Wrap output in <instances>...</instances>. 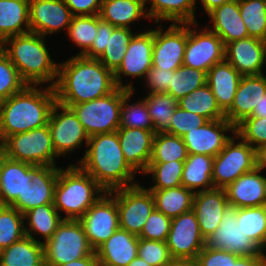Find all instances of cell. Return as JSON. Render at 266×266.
<instances>
[{
	"label": "cell",
	"mask_w": 266,
	"mask_h": 266,
	"mask_svg": "<svg viewBox=\"0 0 266 266\" xmlns=\"http://www.w3.org/2000/svg\"><path fill=\"white\" fill-rule=\"evenodd\" d=\"M187 43V23H172L164 32L154 29L152 67L175 71L183 65Z\"/></svg>",
	"instance_id": "obj_16"
},
{
	"label": "cell",
	"mask_w": 266,
	"mask_h": 266,
	"mask_svg": "<svg viewBox=\"0 0 266 266\" xmlns=\"http://www.w3.org/2000/svg\"><path fill=\"white\" fill-rule=\"evenodd\" d=\"M235 138L247 142L256 151L266 145V117L249 116L235 126Z\"/></svg>",
	"instance_id": "obj_48"
},
{
	"label": "cell",
	"mask_w": 266,
	"mask_h": 266,
	"mask_svg": "<svg viewBox=\"0 0 266 266\" xmlns=\"http://www.w3.org/2000/svg\"><path fill=\"white\" fill-rule=\"evenodd\" d=\"M144 101L156 133L165 132L170 127L178 101L168 93L148 94Z\"/></svg>",
	"instance_id": "obj_41"
},
{
	"label": "cell",
	"mask_w": 266,
	"mask_h": 266,
	"mask_svg": "<svg viewBox=\"0 0 266 266\" xmlns=\"http://www.w3.org/2000/svg\"><path fill=\"white\" fill-rule=\"evenodd\" d=\"M264 62H266V46H265V56H264Z\"/></svg>",
	"instance_id": "obj_64"
},
{
	"label": "cell",
	"mask_w": 266,
	"mask_h": 266,
	"mask_svg": "<svg viewBox=\"0 0 266 266\" xmlns=\"http://www.w3.org/2000/svg\"><path fill=\"white\" fill-rule=\"evenodd\" d=\"M72 13L63 0H29V26L32 33L46 37L67 28Z\"/></svg>",
	"instance_id": "obj_19"
},
{
	"label": "cell",
	"mask_w": 266,
	"mask_h": 266,
	"mask_svg": "<svg viewBox=\"0 0 266 266\" xmlns=\"http://www.w3.org/2000/svg\"><path fill=\"white\" fill-rule=\"evenodd\" d=\"M58 64L54 90L57 102L63 106L92 101L117 88L114 73L98 59L75 55Z\"/></svg>",
	"instance_id": "obj_1"
},
{
	"label": "cell",
	"mask_w": 266,
	"mask_h": 266,
	"mask_svg": "<svg viewBox=\"0 0 266 266\" xmlns=\"http://www.w3.org/2000/svg\"><path fill=\"white\" fill-rule=\"evenodd\" d=\"M121 149L128 165L144 173L149 165L155 133L139 128L119 127L117 130Z\"/></svg>",
	"instance_id": "obj_26"
},
{
	"label": "cell",
	"mask_w": 266,
	"mask_h": 266,
	"mask_svg": "<svg viewBox=\"0 0 266 266\" xmlns=\"http://www.w3.org/2000/svg\"><path fill=\"white\" fill-rule=\"evenodd\" d=\"M0 266H45L43 243L24 236L0 250Z\"/></svg>",
	"instance_id": "obj_31"
},
{
	"label": "cell",
	"mask_w": 266,
	"mask_h": 266,
	"mask_svg": "<svg viewBox=\"0 0 266 266\" xmlns=\"http://www.w3.org/2000/svg\"><path fill=\"white\" fill-rule=\"evenodd\" d=\"M29 32V0H0V44L9 37Z\"/></svg>",
	"instance_id": "obj_30"
},
{
	"label": "cell",
	"mask_w": 266,
	"mask_h": 266,
	"mask_svg": "<svg viewBox=\"0 0 266 266\" xmlns=\"http://www.w3.org/2000/svg\"><path fill=\"white\" fill-rule=\"evenodd\" d=\"M127 266H151V265L148 264L145 260H143L139 256H137Z\"/></svg>",
	"instance_id": "obj_63"
},
{
	"label": "cell",
	"mask_w": 266,
	"mask_h": 266,
	"mask_svg": "<svg viewBox=\"0 0 266 266\" xmlns=\"http://www.w3.org/2000/svg\"><path fill=\"white\" fill-rule=\"evenodd\" d=\"M118 209L120 228L136 236L155 209L153 194L140 184L113 190Z\"/></svg>",
	"instance_id": "obj_10"
},
{
	"label": "cell",
	"mask_w": 266,
	"mask_h": 266,
	"mask_svg": "<svg viewBox=\"0 0 266 266\" xmlns=\"http://www.w3.org/2000/svg\"><path fill=\"white\" fill-rule=\"evenodd\" d=\"M133 36L130 28L114 27L112 32H108L106 49L98 60L114 73L121 65Z\"/></svg>",
	"instance_id": "obj_40"
},
{
	"label": "cell",
	"mask_w": 266,
	"mask_h": 266,
	"mask_svg": "<svg viewBox=\"0 0 266 266\" xmlns=\"http://www.w3.org/2000/svg\"><path fill=\"white\" fill-rule=\"evenodd\" d=\"M197 23H187V43L183 65L208 70L215 64L225 60V45L223 40L214 32L205 28L200 33L191 28Z\"/></svg>",
	"instance_id": "obj_13"
},
{
	"label": "cell",
	"mask_w": 266,
	"mask_h": 266,
	"mask_svg": "<svg viewBox=\"0 0 266 266\" xmlns=\"http://www.w3.org/2000/svg\"><path fill=\"white\" fill-rule=\"evenodd\" d=\"M0 152L9 159L35 166L56 167L55 158L58 157L48 124L8 136L0 144Z\"/></svg>",
	"instance_id": "obj_6"
},
{
	"label": "cell",
	"mask_w": 266,
	"mask_h": 266,
	"mask_svg": "<svg viewBox=\"0 0 266 266\" xmlns=\"http://www.w3.org/2000/svg\"><path fill=\"white\" fill-rule=\"evenodd\" d=\"M138 243V236L117 229L95 250L99 266H127L138 256Z\"/></svg>",
	"instance_id": "obj_27"
},
{
	"label": "cell",
	"mask_w": 266,
	"mask_h": 266,
	"mask_svg": "<svg viewBox=\"0 0 266 266\" xmlns=\"http://www.w3.org/2000/svg\"><path fill=\"white\" fill-rule=\"evenodd\" d=\"M24 223V216L17 209L0 205V250L26 236Z\"/></svg>",
	"instance_id": "obj_44"
},
{
	"label": "cell",
	"mask_w": 266,
	"mask_h": 266,
	"mask_svg": "<svg viewBox=\"0 0 266 266\" xmlns=\"http://www.w3.org/2000/svg\"><path fill=\"white\" fill-rule=\"evenodd\" d=\"M231 0H201L203 7L205 8V12L209 14L215 8L220 7L222 4L227 3Z\"/></svg>",
	"instance_id": "obj_59"
},
{
	"label": "cell",
	"mask_w": 266,
	"mask_h": 266,
	"mask_svg": "<svg viewBox=\"0 0 266 266\" xmlns=\"http://www.w3.org/2000/svg\"><path fill=\"white\" fill-rule=\"evenodd\" d=\"M234 139L232 136L223 150L214 157L212 173L214 188L225 189L239 176L257 167V151L240 138L238 143Z\"/></svg>",
	"instance_id": "obj_9"
},
{
	"label": "cell",
	"mask_w": 266,
	"mask_h": 266,
	"mask_svg": "<svg viewBox=\"0 0 266 266\" xmlns=\"http://www.w3.org/2000/svg\"><path fill=\"white\" fill-rule=\"evenodd\" d=\"M123 104V89L116 88L112 93L71 105L78 120L89 137L97 134L112 133L120 127V109Z\"/></svg>",
	"instance_id": "obj_8"
},
{
	"label": "cell",
	"mask_w": 266,
	"mask_h": 266,
	"mask_svg": "<svg viewBox=\"0 0 266 266\" xmlns=\"http://www.w3.org/2000/svg\"><path fill=\"white\" fill-rule=\"evenodd\" d=\"M207 73L185 65L174 71L167 93L177 101L206 84Z\"/></svg>",
	"instance_id": "obj_43"
},
{
	"label": "cell",
	"mask_w": 266,
	"mask_h": 266,
	"mask_svg": "<svg viewBox=\"0 0 266 266\" xmlns=\"http://www.w3.org/2000/svg\"><path fill=\"white\" fill-rule=\"evenodd\" d=\"M266 94V76H242L231 108L225 118L234 126L252 115L257 103Z\"/></svg>",
	"instance_id": "obj_25"
},
{
	"label": "cell",
	"mask_w": 266,
	"mask_h": 266,
	"mask_svg": "<svg viewBox=\"0 0 266 266\" xmlns=\"http://www.w3.org/2000/svg\"><path fill=\"white\" fill-rule=\"evenodd\" d=\"M43 248L45 266H59L95 252L80 221L71 219H63Z\"/></svg>",
	"instance_id": "obj_7"
},
{
	"label": "cell",
	"mask_w": 266,
	"mask_h": 266,
	"mask_svg": "<svg viewBox=\"0 0 266 266\" xmlns=\"http://www.w3.org/2000/svg\"><path fill=\"white\" fill-rule=\"evenodd\" d=\"M87 147L79 165L106 192L138 184L132 183L136 172L124 158L117 131L89 137Z\"/></svg>",
	"instance_id": "obj_2"
},
{
	"label": "cell",
	"mask_w": 266,
	"mask_h": 266,
	"mask_svg": "<svg viewBox=\"0 0 266 266\" xmlns=\"http://www.w3.org/2000/svg\"><path fill=\"white\" fill-rule=\"evenodd\" d=\"M171 227V219L154 209L141 231L139 238L166 241Z\"/></svg>",
	"instance_id": "obj_52"
},
{
	"label": "cell",
	"mask_w": 266,
	"mask_h": 266,
	"mask_svg": "<svg viewBox=\"0 0 266 266\" xmlns=\"http://www.w3.org/2000/svg\"><path fill=\"white\" fill-rule=\"evenodd\" d=\"M241 78L242 75L226 60L213 65L207 72L206 84L224 113L233 104Z\"/></svg>",
	"instance_id": "obj_28"
},
{
	"label": "cell",
	"mask_w": 266,
	"mask_h": 266,
	"mask_svg": "<svg viewBox=\"0 0 266 266\" xmlns=\"http://www.w3.org/2000/svg\"><path fill=\"white\" fill-rule=\"evenodd\" d=\"M251 116L266 117V94L261 98V101L257 103Z\"/></svg>",
	"instance_id": "obj_60"
},
{
	"label": "cell",
	"mask_w": 266,
	"mask_h": 266,
	"mask_svg": "<svg viewBox=\"0 0 266 266\" xmlns=\"http://www.w3.org/2000/svg\"><path fill=\"white\" fill-rule=\"evenodd\" d=\"M213 162L214 157L209 155L188 154L184 161L182 186L194 193L214 188L212 182Z\"/></svg>",
	"instance_id": "obj_33"
},
{
	"label": "cell",
	"mask_w": 266,
	"mask_h": 266,
	"mask_svg": "<svg viewBox=\"0 0 266 266\" xmlns=\"http://www.w3.org/2000/svg\"><path fill=\"white\" fill-rule=\"evenodd\" d=\"M207 122L208 120L205 117L177 106L170 122V127L165 132L182 137L188 131L197 129Z\"/></svg>",
	"instance_id": "obj_51"
},
{
	"label": "cell",
	"mask_w": 266,
	"mask_h": 266,
	"mask_svg": "<svg viewBox=\"0 0 266 266\" xmlns=\"http://www.w3.org/2000/svg\"><path fill=\"white\" fill-rule=\"evenodd\" d=\"M228 205L223 188H212L194 194L192 210L205 240L219 227L223 212Z\"/></svg>",
	"instance_id": "obj_23"
},
{
	"label": "cell",
	"mask_w": 266,
	"mask_h": 266,
	"mask_svg": "<svg viewBox=\"0 0 266 266\" xmlns=\"http://www.w3.org/2000/svg\"><path fill=\"white\" fill-rule=\"evenodd\" d=\"M23 216L24 219L28 220L29 226V229H27V226H24L25 235L35 239L33 235L40 234L44 239L42 243L51 239L58 225L63 221L54 204L37 206L25 212Z\"/></svg>",
	"instance_id": "obj_36"
},
{
	"label": "cell",
	"mask_w": 266,
	"mask_h": 266,
	"mask_svg": "<svg viewBox=\"0 0 266 266\" xmlns=\"http://www.w3.org/2000/svg\"><path fill=\"white\" fill-rule=\"evenodd\" d=\"M138 256L151 266H169L175 260L171 257L166 241L139 238Z\"/></svg>",
	"instance_id": "obj_50"
},
{
	"label": "cell",
	"mask_w": 266,
	"mask_h": 266,
	"mask_svg": "<svg viewBox=\"0 0 266 266\" xmlns=\"http://www.w3.org/2000/svg\"><path fill=\"white\" fill-rule=\"evenodd\" d=\"M59 266H99V261L96 252H94L92 255Z\"/></svg>",
	"instance_id": "obj_58"
},
{
	"label": "cell",
	"mask_w": 266,
	"mask_h": 266,
	"mask_svg": "<svg viewBox=\"0 0 266 266\" xmlns=\"http://www.w3.org/2000/svg\"><path fill=\"white\" fill-rule=\"evenodd\" d=\"M91 247L96 250L120 228L113 191L102 195L79 219Z\"/></svg>",
	"instance_id": "obj_11"
},
{
	"label": "cell",
	"mask_w": 266,
	"mask_h": 266,
	"mask_svg": "<svg viewBox=\"0 0 266 266\" xmlns=\"http://www.w3.org/2000/svg\"><path fill=\"white\" fill-rule=\"evenodd\" d=\"M169 266H198V264L195 260H180V261H174Z\"/></svg>",
	"instance_id": "obj_62"
},
{
	"label": "cell",
	"mask_w": 266,
	"mask_h": 266,
	"mask_svg": "<svg viewBox=\"0 0 266 266\" xmlns=\"http://www.w3.org/2000/svg\"><path fill=\"white\" fill-rule=\"evenodd\" d=\"M58 167L53 166H34L32 168L31 186L11 205L20 213L54 203V190L58 179Z\"/></svg>",
	"instance_id": "obj_21"
},
{
	"label": "cell",
	"mask_w": 266,
	"mask_h": 266,
	"mask_svg": "<svg viewBox=\"0 0 266 266\" xmlns=\"http://www.w3.org/2000/svg\"><path fill=\"white\" fill-rule=\"evenodd\" d=\"M114 26L106 22L98 15V31L93 39L90 49L83 55L88 58L98 59L106 49L108 32H112Z\"/></svg>",
	"instance_id": "obj_54"
},
{
	"label": "cell",
	"mask_w": 266,
	"mask_h": 266,
	"mask_svg": "<svg viewBox=\"0 0 266 266\" xmlns=\"http://www.w3.org/2000/svg\"><path fill=\"white\" fill-rule=\"evenodd\" d=\"M35 165L7 158L0 152V205L11 206L23 196L32 180Z\"/></svg>",
	"instance_id": "obj_22"
},
{
	"label": "cell",
	"mask_w": 266,
	"mask_h": 266,
	"mask_svg": "<svg viewBox=\"0 0 266 266\" xmlns=\"http://www.w3.org/2000/svg\"><path fill=\"white\" fill-rule=\"evenodd\" d=\"M58 109L61 111L58 112ZM48 126L58 157L72 153L76 148L81 147L84 140L88 145L89 136L70 107L56 102L52 108Z\"/></svg>",
	"instance_id": "obj_15"
},
{
	"label": "cell",
	"mask_w": 266,
	"mask_h": 266,
	"mask_svg": "<svg viewBox=\"0 0 266 266\" xmlns=\"http://www.w3.org/2000/svg\"><path fill=\"white\" fill-rule=\"evenodd\" d=\"M149 191L153 194L155 209L170 219L190 211L193 207L195 193L184 186Z\"/></svg>",
	"instance_id": "obj_35"
},
{
	"label": "cell",
	"mask_w": 266,
	"mask_h": 266,
	"mask_svg": "<svg viewBox=\"0 0 266 266\" xmlns=\"http://www.w3.org/2000/svg\"><path fill=\"white\" fill-rule=\"evenodd\" d=\"M232 131L235 134V126L226 118L210 120L203 126L188 131L182 136L188 154H205L216 157L232 138L225 133Z\"/></svg>",
	"instance_id": "obj_18"
},
{
	"label": "cell",
	"mask_w": 266,
	"mask_h": 266,
	"mask_svg": "<svg viewBox=\"0 0 266 266\" xmlns=\"http://www.w3.org/2000/svg\"><path fill=\"white\" fill-rule=\"evenodd\" d=\"M44 38L40 34L29 32L5 39L0 47L27 85L50 82L49 86L54 87L59 64L53 62Z\"/></svg>",
	"instance_id": "obj_4"
},
{
	"label": "cell",
	"mask_w": 266,
	"mask_h": 266,
	"mask_svg": "<svg viewBox=\"0 0 266 266\" xmlns=\"http://www.w3.org/2000/svg\"><path fill=\"white\" fill-rule=\"evenodd\" d=\"M151 1L147 15L149 19L169 21L171 23H197L195 8L197 0H145Z\"/></svg>",
	"instance_id": "obj_34"
},
{
	"label": "cell",
	"mask_w": 266,
	"mask_h": 266,
	"mask_svg": "<svg viewBox=\"0 0 266 266\" xmlns=\"http://www.w3.org/2000/svg\"><path fill=\"white\" fill-rule=\"evenodd\" d=\"M106 191L79 165L59 168L54 207L66 213L63 219L79 220Z\"/></svg>",
	"instance_id": "obj_5"
},
{
	"label": "cell",
	"mask_w": 266,
	"mask_h": 266,
	"mask_svg": "<svg viewBox=\"0 0 266 266\" xmlns=\"http://www.w3.org/2000/svg\"><path fill=\"white\" fill-rule=\"evenodd\" d=\"M205 242L192 209L171 219L166 244L175 261L196 260L198 253L205 247Z\"/></svg>",
	"instance_id": "obj_12"
},
{
	"label": "cell",
	"mask_w": 266,
	"mask_h": 266,
	"mask_svg": "<svg viewBox=\"0 0 266 266\" xmlns=\"http://www.w3.org/2000/svg\"><path fill=\"white\" fill-rule=\"evenodd\" d=\"M98 31V15L73 16L68 27L69 38L82 50L79 54L84 55L91 47L93 39Z\"/></svg>",
	"instance_id": "obj_46"
},
{
	"label": "cell",
	"mask_w": 266,
	"mask_h": 266,
	"mask_svg": "<svg viewBox=\"0 0 266 266\" xmlns=\"http://www.w3.org/2000/svg\"><path fill=\"white\" fill-rule=\"evenodd\" d=\"M133 92V90L123 89V104L120 109V127L139 128L156 133L144 99L142 98V100L132 105L127 103L133 95Z\"/></svg>",
	"instance_id": "obj_42"
},
{
	"label": "cell",
	"mask_w": 266,
	"mask_h": 266,
	"mask_svg": "<svg viewBox=\"0 0 266 266\" xmlns=\"http://www.w3.org/2000/svg\"><path fill=\"white\" fill-rule=\"evenodd\" d=\"M230 266H266V256H238L230 252Z\"/></svg>",
	"instance_id": "obj_57"
},
{
	"label": "cell",
	"mask_w": 266,
	"mask_h": 266,
	"mask_svg": "<svg viewBox=\"0 0 266 266\" xmlns=\"http://www.w3.org/2000/svg\"><path fill=\"white\" fill-rule=\"evenodd\" d=\"M47 87V88H46ZM27 85L0 102V144L10 135L45 126L57 102L54 87Z\"/></svg>",
	"instance_id": "obj_3"
},
{
	"label": "cell",
	"mask_w": 266,
	"mask_h": 266,
	"mask_svg": "<svg viewBox=\"0 0 266 266\" xmlns=\"http://www.w3.org/2000/svg\"><path fill=\"white\" fill-rule=\"evenodd\" d=\"M178 106L186 111L201 115L208 121L225 119V113L220 109L207 84L178 100Z\"/></svg>",
	"instance_id": "obj_37"
},
{
	"label": "cell",
	"mask_w": 266,
	"mask_h": 266,
	"mask_svg": "<svg viewBox=\"0 0 266 266\" xmlns=\"http://www.w3.org/2000/svg\"><path fill=\"white\" fill-rule=\"evenodd\" d=\"M257 167L261 170L266 168V145L257 151Z\"/></svg>",
	"instance_id": "obj_61"
},
{
	"label": "cell",
	"mask_w": 266,
	"mask_h": 266,
	"mask_svg": "<svg viewBox=\"0 0 266 266\" xmlns=\"http://www.w3.org/2000/svg\"><path fill=\"white\" fill-rule=\"evenodd\" d=\"M27 83L21 78L17 68L0 49V102L22 91Z\"/></svg>",
	"instance_id": "obj_49"
},
{
	"label": "cell",
	"mask_w": 266,
	"mask_h": 266,
	"mask_svg": "<svg viewBox=\"0 0 266 266\" xmlns=\"http://www.w3.org/2000/svg\"><path fill=\"white\" fill-rule=\"evenodd\" d=\"M208 16L213 23L210 31L216 33L224 45L249 37L247 27L239 10V0H231L211 11Z\"/></svg>",
	"instance_id": "obj_29"
},
{
	"label": "cell",
	"mask_w": 266,
	"mask_h": 266,
	"mask_svg": "<svg viewBox=\"0 0 266 266\" xmlns=\"http://www.w3.org/2000/svg\"><path fill=\"white\" fill-rule=\"evenodd\" d=\"M187 156V148L182 137L166 132L155 133L149 163L185 161Z\"/></svg>",
	"instance_id": "obj_39"
},
{
	"label": "cell",
	"mask_w": 266,
	"mask_h": 266,
	"mask_svg": "<svg viewBox=\"0 0 266 266\" xmlns=\"http://www.w3.org/2000/svg\"><path fill=\"white\" fill-rule=\"evenodd\" d=\"M261 169L239 176L225 188L228 204L236 208H248L266 205V177Z\"/></svg>",
	"instance_id": "obj_24"
},
{
	"label": "cell",
	"mask_w": 266,
	"mask_h": 266,
	"mask_svg": "<svg viewBox=\"0 0 266 266\" xmlns=\"http://www.w3.org/2000/svg\"><path fill=\"white\" fill-rule=\"evenodd\" d=\"M73 16L99 15L102 0H63Z\"/></svg>",
	"instance_id": "obj_56"
},
{
	"label": "cell",
	"mask_w": 266,
	"mask_h": 266,
	"mask_svg": "<svg viewBox=\"0 0 266 266\" xmlns=\"http://www.w3.org/2000/svg\"><path fill=\"white\" fill-rule=\"evenodd\" d=\"M153 44L154 30L134 34L121 65L114 72V81L118 88L134 91L132 83H122L121 75L145 78L152 67Z\"/></svg>",
	"instance_id": "obj_17"
},
{
	"label": "cell",
	"mask_w": 266,
	"mask_h": 266,
	"mask_svg": "<svg viewBox=\"0 0 266 266\" xmlns=\"http://www.w3.org/2000/svg\"><path fill=\"white\" fill-rule=\"evenodd\" d=\"M206 247L224 250L238 256H266L237 225V208L228 205L219 227L206 239Z\"/></svg>",
	"instance_id": "obj_14"
},
{
	"label": "cell",
	"mask_w": 266,
	"mask_h": 266,
	"mask_svg": "<svg viewBox=\"0 0 266 266\" xmlns=\"http://www.w3.org/2000/svg\"><path fill=\"white\" fill-rule=\"evenodd\" d=\"M173 74L174 71L171 70H163L158 67H151V69L145 75L147 82L146 84H148L146 87L150 89L149 94L167 93Z\"/></svg>",
	"instance_id": "obj_53"
},
{
	"label": "cell",
	"mask_w": 266,
	"mask_h": 266,
	"mask_svg": "<svg viewBox=\"0 0 266 266\" xmlns=\"http://www.w3.org/2000/svg\"><path fill=\"white\" fill-rule=\"evenodd\" d=\"M195 261L198 266H230V252L205 246Z\"/></svg>",
	"instance_id": "obj_55"
},
{
	"label": "cell",
	"mask_w": 266,
	"mask_h": 266,
	"mask_svg": "<svg viewBox=\"0 0 266 266\" xmlns=\"http://www.w3.org/2000/svg\"><path fill=\"white\" fill-rule=\"evenodd\" d=\"M145 0H102L99 16L114 27L130 28L141 17L148 18Z\"/></svg>",
	"instance_id": "obj_32"
},
{
	"label": "cell",
	"mask_w": 266,
	"mask_h": 266,
	"mask_svg": "<svg viewBox=\"0 0 266 266\" xmlns=\"http://www.w3.org/2000/svg\"><path fill=\"white\" fill-rule=\"evenodd\" d=\"M239 10L249 37L266 41V1L239 0Z\"/></svg>",
	"instance_id": "obj_45"
},
{
	"label": "cell",
	"mask_w": 266,
	"mask_h": 266,
	"mask_svg": "<svg viewBox=\"0 0 266 266\" xmlns=\"http://www.w3.org/2000/svg\"><path fill=\"white\" fill-rule=\"evenodd\" d=\"M184 161H171L166 163H149L143 174H152L155 184L148 190L169 189L182 186Z\"/></svg>",
	"instance_id": "obj_47"
},
{
	"label": "cell",
	"mask_w": 266,
	"mask_h": 266,
	"mask_svg": "<svg viewBox=\"0 0 266 266\" xmlns=\"http://www.w3.org/2000/svg\"><path fill=\"white\" fill-rule=\"evenodd\" d=\"M237 225L263 252L266 248V205L237 208Z\"/></svg>",
	"instance_id": "obj_38"
},
{
	"label": "cell",
	"mask_w": 266,
	"mask_h": 266,
	"mask_svg": "<svg viewBox=\"0 0 266 266\" xmlns=\"http://www.w3.org/2000/svg\"><path fill=\"white\" fill-rule=\"evenodd\" d=\"M266 41L246 37L225 45V60L242 76L261 75L265 66Z\"/></svg>",
	"instance_id": "obj_20"
}]
</instances>
